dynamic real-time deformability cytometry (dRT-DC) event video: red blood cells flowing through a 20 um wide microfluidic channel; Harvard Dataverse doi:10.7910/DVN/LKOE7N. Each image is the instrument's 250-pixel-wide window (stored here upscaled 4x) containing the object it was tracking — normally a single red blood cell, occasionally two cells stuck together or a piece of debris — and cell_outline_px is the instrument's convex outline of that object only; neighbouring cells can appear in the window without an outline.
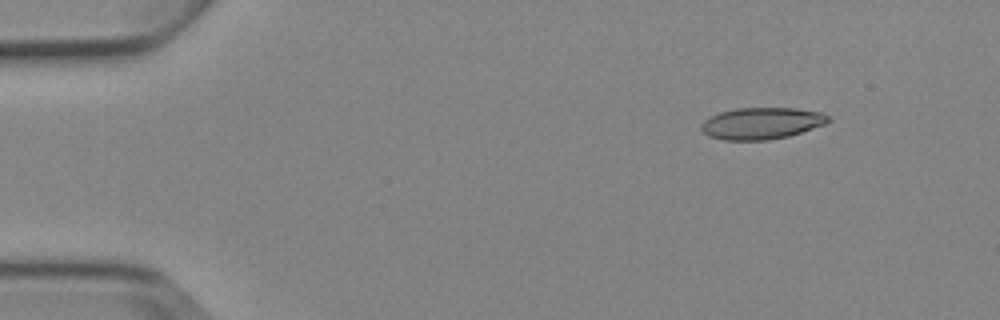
{"species": "Egyptian fruit bat (a non-hibernating species)", "species_latin": "Rousettus aegyptiacus", "temperature_condition": "cold", "stored_images_in_passage": 8, "camera_frame_rate_fps": 3000, "um_per_image_px": 0.085, "animal": {"sex": "female"}, "frame": {"image": 1, "passage_image": 2, "time_ms": 1.0, "image_size_px": [1000, 320], "cell_outline_px": [[832, 120], [824, 124], [788, 136], [768, 140], [724, 140], [708, 136], [700, 128], [700, 124], [704, 120], [720, 112], [736, 108], [796, 108], [824, 112]], "centroid_in_image_um": [64.74, 10.47], "position_along_channel_um": 20.3, "area_um2": 23.47}}
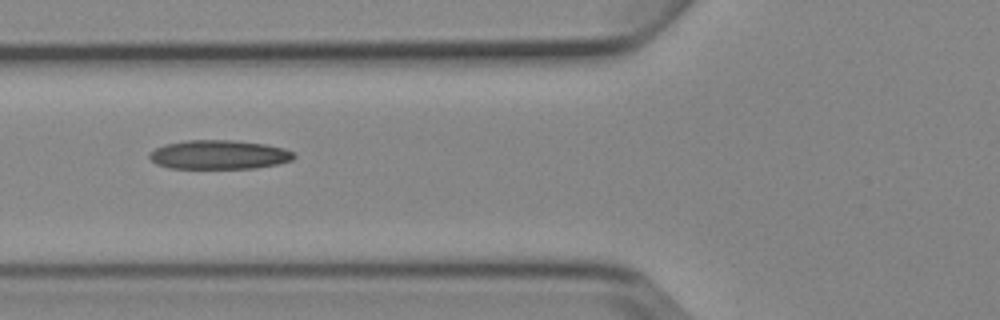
{"frame": {"image": 2, "passage_image": 6, "time_ms": 5.667, "image_size_px": [1000, 320], "cell_outline_px": [[296, 156], [292, 160], [276, 164], [256, 168], [168, 168], [156, 164], [148, 156], [148, 152], [164, 144], [188, 140], [232, 140], [264, 144], [284, 148], [292, 152]], "centroid_in_image_um": [18.58, 13.15], "position_along_channel_um": 107.2, "area_um2": 24.45}}
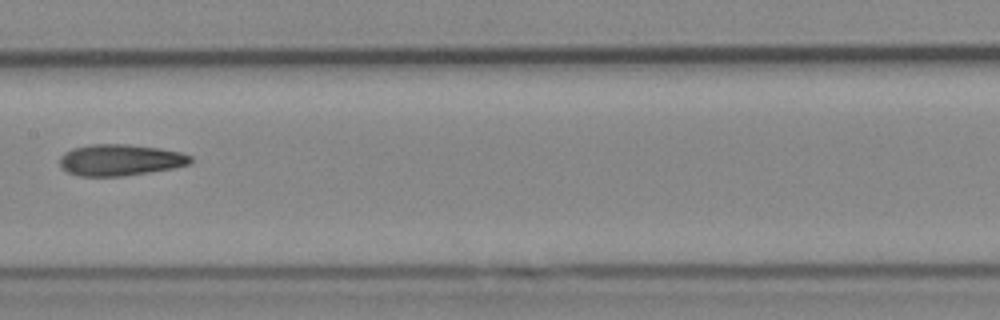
{"frame": {"image": 3, "passage_image": 8, "time_ms": 8.0, "image_size_px": [1000, 320], "cell_outline_px": [[192, 160], [188, 164], [172, 168], [148, 172], [120, 176], [80, 176], [68, 172], [60, 164], [60, 156], [64, 152], [72, 148], [92, 144], [128, 144], [160, 148], [180, 152], [192, 156]], "centroid_in_image_um": [10.2, 13.58], "position_along_channel_um": 197.2, "area_um2": 23.76}}